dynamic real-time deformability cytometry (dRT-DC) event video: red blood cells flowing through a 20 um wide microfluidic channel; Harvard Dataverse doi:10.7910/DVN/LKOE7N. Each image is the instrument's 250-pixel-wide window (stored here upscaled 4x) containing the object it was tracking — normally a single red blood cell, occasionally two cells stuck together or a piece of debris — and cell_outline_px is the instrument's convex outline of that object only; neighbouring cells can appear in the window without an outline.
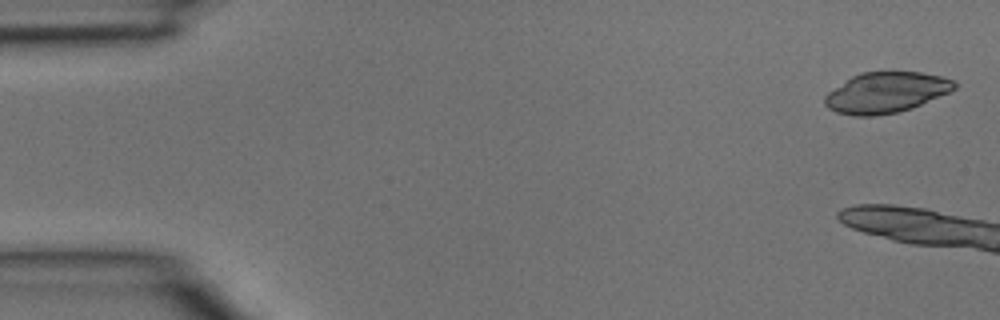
{"species": "common noctule bat (a hibernating species)", "species_latin": "Nyctalus noctula", "temperature_condition": "room temperature", "stored_images_in_passage": 5, "camera_frame_rate_fps": 3000, "um_per_image_px": 0.085, "animal": {"sex": "male", "body_mass_g": 15.6}, "frame": {"image": 1, "passage_image": 1, "time_ms": 0.0, "image_size_px": [1000, 320], "cell_outline_px": [[956, 88], [948, 92], [912, 108], [896, 112], [872, 116], [852, 116], [836, 112], [828, 108], [824, 104], [824, 96], [828, 92], [852, 76], [860, 72], [920, 72], [940, 76], [952, 80], [956, 84]], "centroid_in_image_um": [75.26, 7.87], "position_along_channel_um": 9.7, "area_um2": 30.46}}